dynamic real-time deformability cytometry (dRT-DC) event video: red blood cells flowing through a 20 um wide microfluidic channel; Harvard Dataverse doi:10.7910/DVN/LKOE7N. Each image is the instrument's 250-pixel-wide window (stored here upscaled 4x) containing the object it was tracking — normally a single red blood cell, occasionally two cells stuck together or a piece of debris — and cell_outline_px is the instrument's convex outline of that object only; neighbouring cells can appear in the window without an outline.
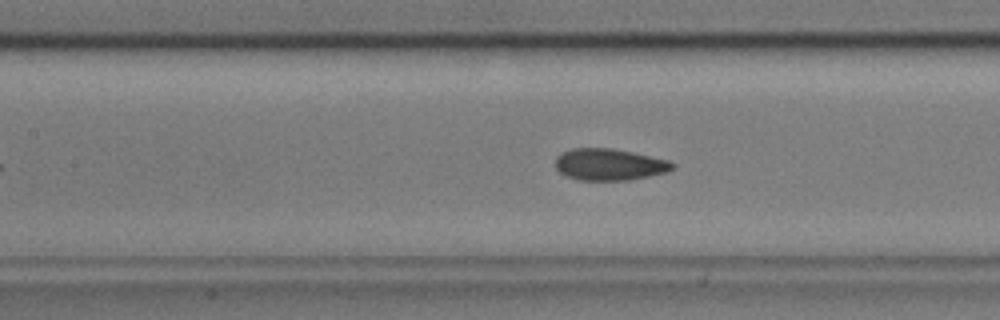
{"species": "common noctule bat (a hibernating species)", "species_latin": "Nyctalus noctula", "temperature_condition": "cold", "stored_images_in_passage": 47, "camera_frame_rate_fps": 3000, "um_per_image_px": 0.085, "animal": {"sex": "male", "body_mass_g": 17.9, "forearm_length_mm": 54.2}, "frame": {"image": 1, "passage_image": 20, "time_ms": 6.333, "image_size_px": [1000, 320], "cell_outline_px": [[676, 168], [668, 172], [628, 180], [580, 180], [568, 176], [560, 172], [556, 168], [556, 156], [572, 148], [612, 148], [632, 152], [668, 160], [676, 164]], "centroid_in_image_um": [51.83, 13.98], "position_along_channel_um": 155.6, "area_um2": 21.56}}
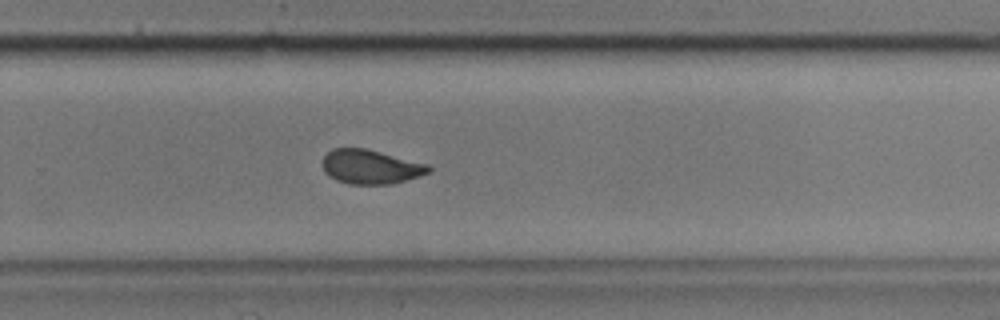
{"frame": {"image": 2, "passage_image": 32, "time_ms": 10.333, "image_size_px": [1000, 320], "cell_outline_px": [[432, 172], [420, 176], [392, 184], [348, 184], [336, 180], [328, 176], [324, 172], [324, 156], [332, 148], [368, 148], [428, 164], [432, 168]], "centroid_in_image_um": [31.53, 14.18], "position_along_channel_um": 298.3, "area_um2": 21.39}}
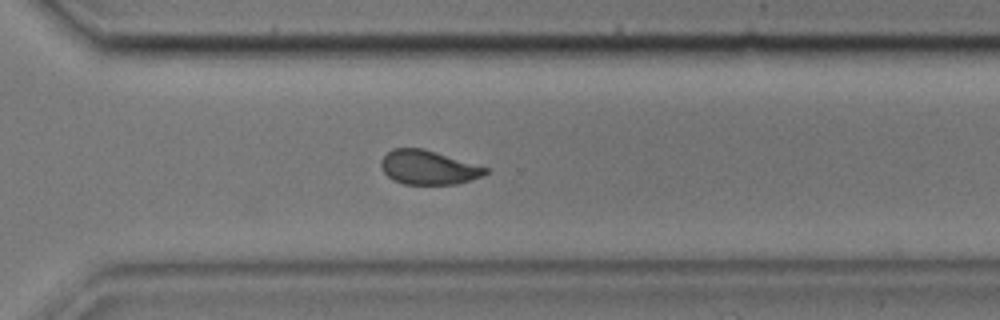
{"frame": {"image": 3, "passage_image": 35, "time_ms": 11.333, "image_size_px": [1000, 320], "cell_outline_px": [[488, 172], [480, 176], [456, 184], [404, 184], [392, 180], [380, 168], [380, 160], [392, 148], [424, 148], [488, 168]], "centroid_in_image_um": [36.35, 14.23], "position_along_channel_um": 334.3, "area_um2": 20.63}, "authors_computed_cell_mechanics": {"area_um2": 21.7328, "velocity_mm_per_s": 3.5855, "shape_relaxation_time_tau1_ms": 10.4987, "shape_relaxation_time_tau2_ms": 1.0543, "deformation_change_tau1": 0.1642, "deformation_change_tau2": 0.0712}}